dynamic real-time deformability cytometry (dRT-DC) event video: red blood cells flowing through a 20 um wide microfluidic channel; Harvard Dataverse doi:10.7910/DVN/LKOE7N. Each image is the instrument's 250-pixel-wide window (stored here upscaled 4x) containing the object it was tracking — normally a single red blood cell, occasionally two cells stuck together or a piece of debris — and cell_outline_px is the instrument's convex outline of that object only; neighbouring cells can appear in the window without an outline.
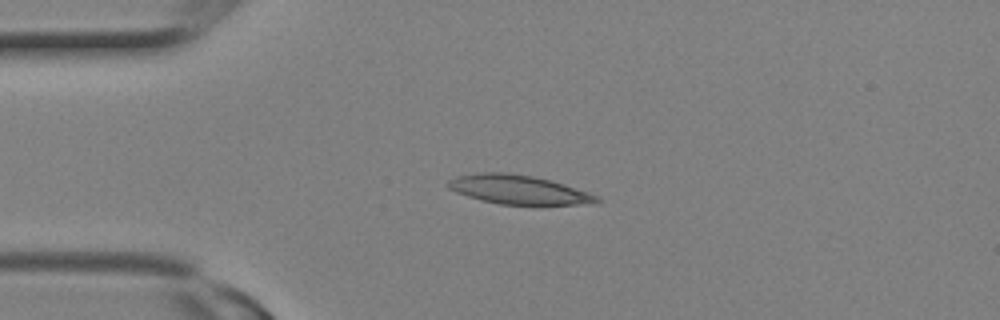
{"species": "Egyptian fruit bat (a non-hibernating species)", "species_latin": "Rousettus aegyptiacus", "temperature_condition": "room temperature", "stored_images_in_passage": 2, "camera_frame_rate_fps": 3000, "um_per_image_px": 0.085, "animal": {"sex": "female"}, "frame": {"image": 1, "passage_image": 2, "time_ms": 0.333, "image_size_px": [1000, 320], "cell_outline_px": [[604, 200], [576, 204], [540, 208], [500, 204], [480, 200], [456, 192], [448, 188], [444, 184], [448, 180], [456, 176], [476, 172], [508, 172], [532, 176], [564, 184], [600, 196]], "centroid_in_image_um": [44.07, 16.16], "position_along_channel_um": 40.9, "area_um2": 26.13}}